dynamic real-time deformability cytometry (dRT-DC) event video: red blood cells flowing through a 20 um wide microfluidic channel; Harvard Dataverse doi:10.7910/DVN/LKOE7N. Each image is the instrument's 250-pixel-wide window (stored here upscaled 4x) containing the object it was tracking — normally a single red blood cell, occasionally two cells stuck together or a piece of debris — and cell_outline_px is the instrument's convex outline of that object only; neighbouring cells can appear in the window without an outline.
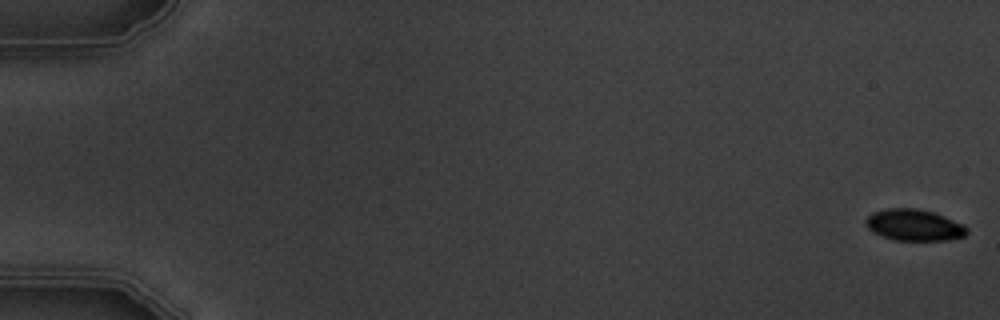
{"species": "common noctule bat (a hibernating species)", "species_latin": "Nyctalus noctula", "temperature_condition": "warm", "stored_images_in_passage": 5, "camera_frame_rate_fps": 3000, "um_per_image_px": 0.085, "animal": {"sex": "male", "body_mass_g": 19.5, "forearm_length_mm": 54.6}, "frame": {"image": 1, "passage_image": 1, "time_ms": 0.0, "image_size_px": [1000, 320], "cell_outline_px": [[968, 232], [964, 236], [948, 240], [896, 240], [872, 232], [868, 228], [864, 220], [872, 212], [888, 208], [916, 208], [932, 212], [944, 216], [964, 224], [968, 228]], "centroid_in_image_um": [77.7, 19.12], "position_along_channel_um": 7.3, "area_um2": 18.5}}
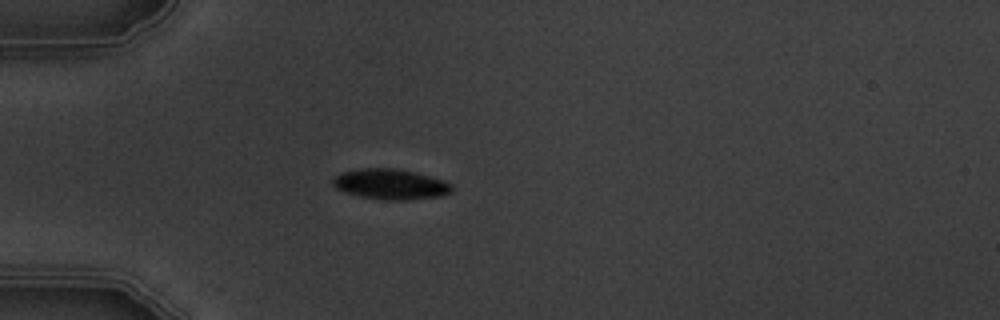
{"frame": {"image": 2, "passage_image": 5, "time_ms": 5.333, "image_size_px": [1000, 320], "cell_outline_px": [[452, 192], [444, 196], [404, 200], [388, 200], [360, 196], [336, 188], [332, 184], [332, 180], [340, 172], [360, 168], [400, 168], [416, 172], [444, 180], [452, 184]], "centroid_in_image_um": [33.24, 15.64], "position_along_channel_um": 51.8, "area_um2": 21.21}}